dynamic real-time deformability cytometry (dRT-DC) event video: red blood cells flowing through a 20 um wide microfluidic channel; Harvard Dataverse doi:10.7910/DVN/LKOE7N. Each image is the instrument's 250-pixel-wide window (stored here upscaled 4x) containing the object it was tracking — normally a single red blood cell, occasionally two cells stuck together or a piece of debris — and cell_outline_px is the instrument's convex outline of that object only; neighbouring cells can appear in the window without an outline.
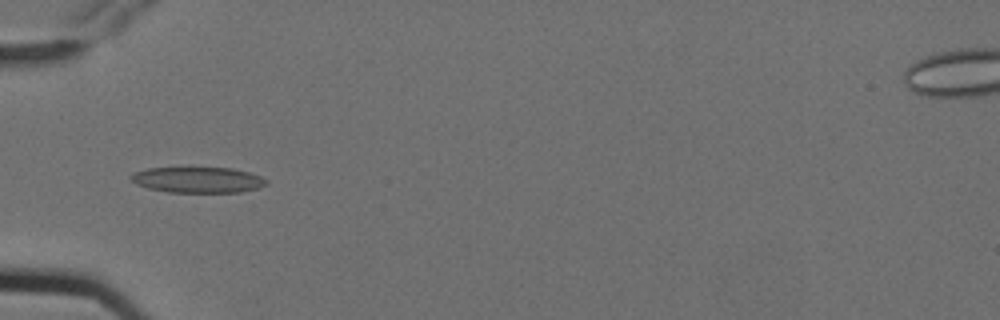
{"species": "Egyptian fruit bat (a non-hibernating species)", "species_latin": "Rousettus aegyptiacus", "temperature_condition": "cold", "stored_images_in_passage": 6, "camera_frame_rate_fps": 3000, "um_per_image_px": 0.085, "animal": {"sex": "female"}, "frame": {"image": 1, "passage_image": 6, "time_ms": 1.667, "image_size_px": [1000, 320], "cell_outline_px": [[268, 184], [260, 188], [240, 192], [168, 192], [148, 188], [136, 184], [128, 176], [136, 172], [148, 168], [232, 168], [248, 172], [260, 176], [268, 180]], "centroid_in_image_um": [16.85, 15.29], "position_along_channel_um": 68.2, "area_um2": 20.29}}